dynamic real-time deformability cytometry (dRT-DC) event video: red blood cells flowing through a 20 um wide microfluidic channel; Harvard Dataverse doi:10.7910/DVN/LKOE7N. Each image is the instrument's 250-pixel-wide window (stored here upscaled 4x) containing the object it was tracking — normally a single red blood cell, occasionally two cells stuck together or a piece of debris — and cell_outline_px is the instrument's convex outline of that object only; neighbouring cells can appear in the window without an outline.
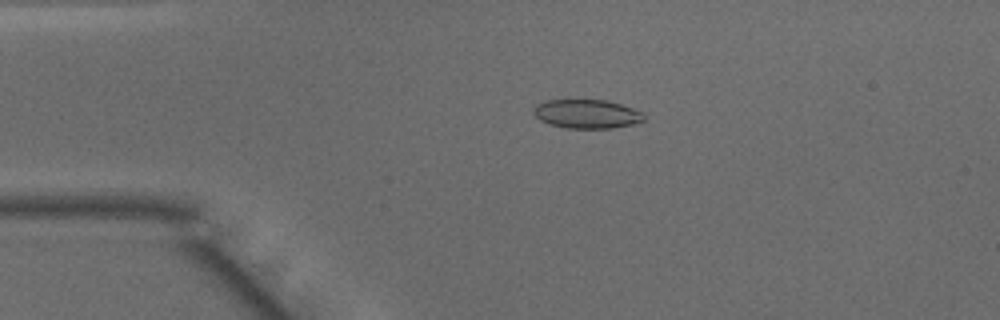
{"species": "common noctule bat (a hibernating species)", "species_latin": "Nyctalus noctula", "temperature_condition": "warm", "stored_images_in_passage": 48, "camera_frame_rate_fps": 3000, "um_per_image_px": 0.085, "animal": {"sex": "male", "body_mass_g": 15.6}, "frame": {"image": 1, "passage_image": 10, "time_ms": 3.0, "image_size_px": [1000, 320], "cell_outline_px": [[644, 120], [632, 124], [612, 128], [564, 128], [540, 120], [532, 112], [532, 108], [536, 104], [544, 100], [568, 96], [608, 100], [632, 108], [640, 112], [644, 116]], "centroid_in_image_um": [49.78, 9.61], "position_along_channel_um": 35.2, "area_um2": 19.42}}
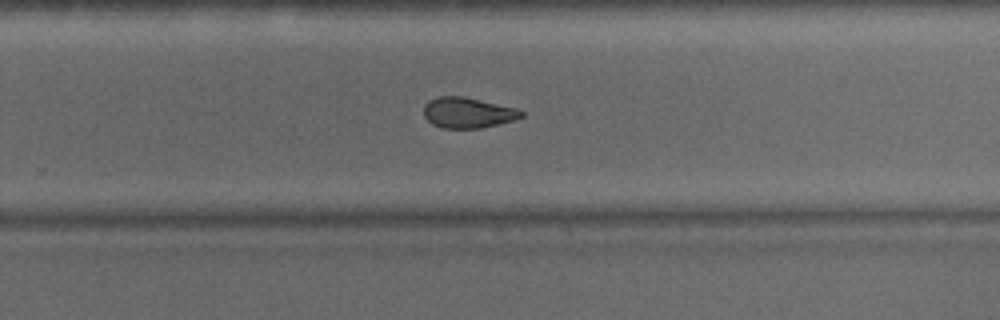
{"frame": {"image": 2, "passage_image": 31, "time_ms": 10.0, "image_size_px": [1000, 320], "cell_outline_px": [[524, 116], [516, 120], [480, 128], [444, 128], [432, 124], [424, 116], [424, 104], [428, 100], [436, 96], [464, 96], [516, 108], [524, 112]], "centroid_in_image_um": [39.76, 9.57], "position_along_channel_um": 290.0, "area_um2": 17.51}}
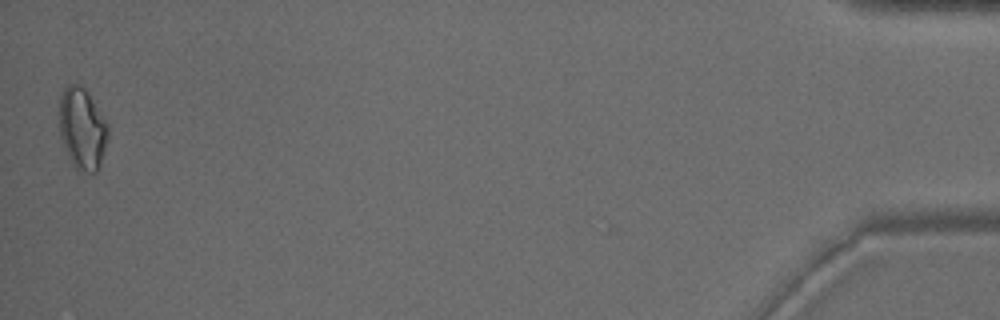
{"frame": {"image": 3, "passage_image": 48, "time_ms": 15.667, "image_size_px": [1000, 320], "cell_outline_px": [[108, 136], [100, 164], [96, 172], [84, 172], [76, 168], [72, 164], [68, 156], [60, 136], [60, 96], [64, 88], [68, 84], [80, 84], [84, 88], [108, 124]], "centroid_in_image_um": [6.98, 10.94], "position_along_channel_um": 428.2, "area_um2": 22.83}, "authors_computed_cell_mechanics": {"area_um2": 18.6116, "velocity_mm_per_s": 4.1124, "shape_relaxation_time_tau1_ms": 10.4926, "shape_relaxation_time_tau2_ms": 1.7675, "deformation_change_tau1": 0.1934, "deformation_change_tau2": 0.0703}}